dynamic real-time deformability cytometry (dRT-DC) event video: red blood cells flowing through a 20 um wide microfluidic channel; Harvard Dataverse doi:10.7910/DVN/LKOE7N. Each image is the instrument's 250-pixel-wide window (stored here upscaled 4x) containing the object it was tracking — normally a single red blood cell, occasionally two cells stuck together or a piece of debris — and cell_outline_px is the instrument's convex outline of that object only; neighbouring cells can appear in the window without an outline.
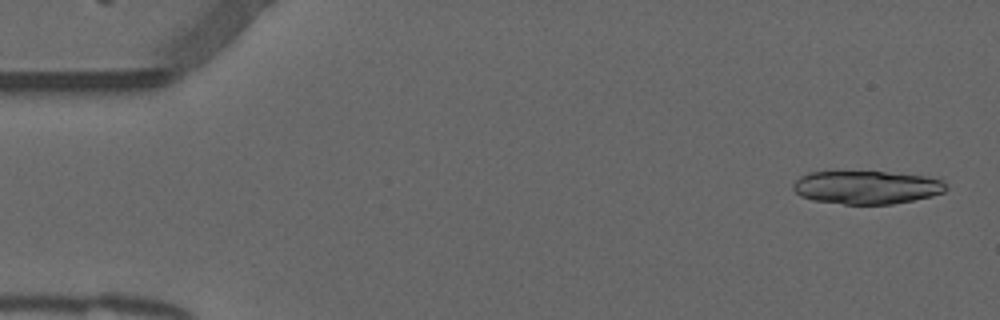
{"species": "common noctule bat (a hibernating species)", "species_latin": "Nyctalus noctula", "temperature_condition": "warm", "stored_images_in_passage": 53, "camera_frame_rate_fps": 3000, "um_per_image_px": 0.085, "animal": {"sex": "male", "forearm_length_mm": 52.5}, "frame": {"image": 1, "passage_image": 2, "time_ms": 0.333, "image_size_px": [1000, 320], "cell_outline_px": [[948, 188], [944, 192], [932, 196], [892, 204], [844, 204], [812, 200], [800, 196], [792, 188], [792, 184], [800, 176], [808, 172], [884, 172], [924, 176], [940, 180]], "centroid_in_image_um": [73.62, 15.93], "position_along_channel_um": 11.4, "area_um2": 29.42}}
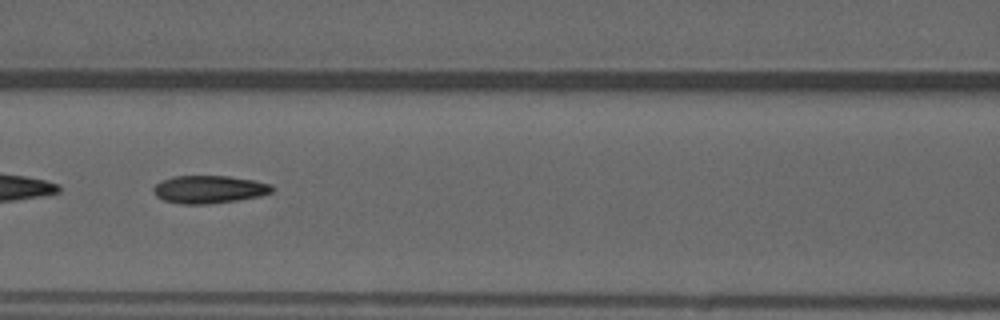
{"frame": {"image": 2, "passage_image": 23, "time_ms": 7.333, "image_size_px": [1000, 320], "cell_outline_px": [[276, 188], [272, 192], [260, 196], [236, 200], [208, 204], [180, 204], [164, 200], [156, 196], [152, 188], [156, 184], [172, 176], [228, 176], [252, 180], [272, 184]], "centroid_in_image_um": [17.79, 16.1], "position_along_channel_um": 148.8, "area_um2": 19.19}}
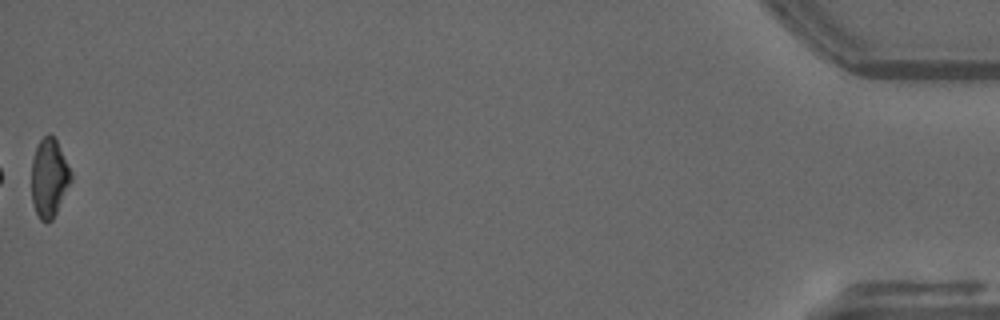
{"frame": {"image": 3, "passage_image": 53, "time_ms": 17.333, "image_size_px": [1000, 320], "cell_outline_px": [[72, 180], [52, 220], [40, 220], [36, 212], [32, 200], [32, 160], [36, 148], [40, 140], [48, 132], [56, 140], [72, 172]], "centroid_in_image_um": [4.18, 15.1], "position_along_channel_um": 431.0, "area_um2": 17.8}, "authors_computed_cell_mechanics": {"area_um2": 19.363, "velocity_mm_per_s": 3.857, "shape_relaxation_time_tau1_ms": 11.1196, "shape_relaxation_time_tau2_ms": 2.191, "deformation_change_tau1": 0.2969, "deformation_change_tau2": 0.0919}}